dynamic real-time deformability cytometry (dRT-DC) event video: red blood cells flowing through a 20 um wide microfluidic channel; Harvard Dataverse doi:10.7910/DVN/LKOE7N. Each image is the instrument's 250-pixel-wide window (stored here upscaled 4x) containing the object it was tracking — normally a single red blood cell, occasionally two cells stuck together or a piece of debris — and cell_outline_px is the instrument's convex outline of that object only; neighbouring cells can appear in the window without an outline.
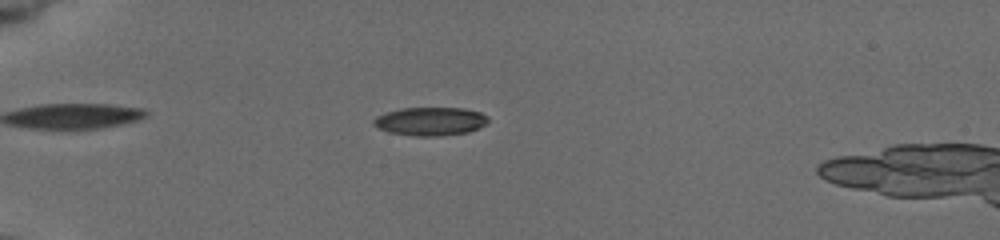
{"species": "common noctule bat (a hibernating species)", "species_latin": "Nyctalus noctula", "temperature_condition": "cold", "stored_images_in_passage": 43, "camera_frame_rate_fps": 3000, "um_per_image_px": 0.085, "animal": {"sex": "female", "body_mass_g": 19.5, "forearm_length_mm": 54.1}, "frame": {"image": 1, "passage_image": 5, "time_ms": 1.333, "image_size_px": [1000, 240], "cell_outline_px": [[488, 120], [484, 124], [468, 132], [440, 136], [416, 136], [388, 132], [372, 124], [372, 120], [376, 116], [384, 112], [400, 108], [464, 108], [480, 112], [488, 116]], "centroid_in_image_um": [36.53, 10.3], "position_along_channel_um": 48.5, "area_um2": 18.96}}
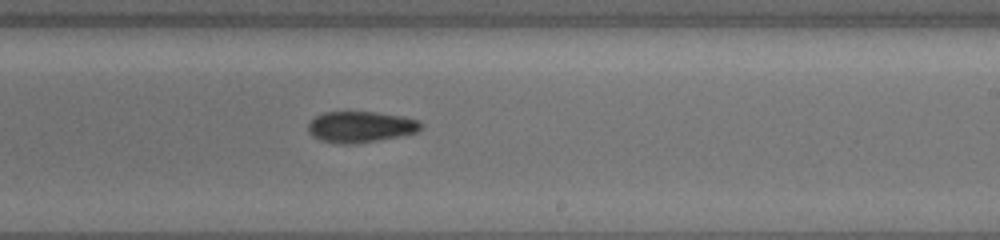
{"frame": {"image": 2, "passage_image": 24, "time_ms": 7.667, "image_size_px": [1000, 240], "cell_outline_px": [[424, 124], [416, 132], [400, 136], [356, 144], [340, 144], [320, 140], [312, 136], [308, 132], [308, 124], [316, 116], [324, 112], [376, 112], [400, 116], [420, 120]], "centroid_in_image_um": [30.64, 10.79], "position_along_channel_um": 258.4, "area_um2": 20.46}}
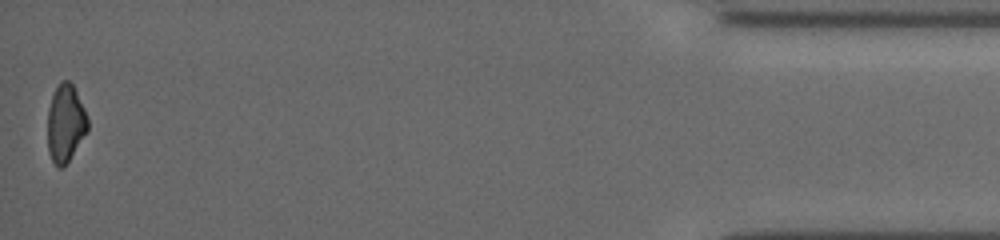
{"frame": {"image": 3, "passage_image": 43, "time_ms": 14.0, "image_size_px": [1000, 240], "cell_outline_px": [[88, 132], [64, 168], [60, 168], [52, 160], [48, 152], [48, 108], [52, 96], [60, 80], [68, 80], [72, 84], [88, 116]], "centroid_in_image_um": [5.58, 10.5], "position_along_channel_um": 429.6, "area_um2": 18.26}, "authors_computed_cell_mechanics": {"area_um2": 19.652, "velocity_mm_per_s": 3.8802, "shape_relaxation_time_tau1_ms": 10.2085, "shape_relaxation_time_tau2_ms": null, "deformation_change_tau1": 0.1889, "deformation_change_tau2": null}}